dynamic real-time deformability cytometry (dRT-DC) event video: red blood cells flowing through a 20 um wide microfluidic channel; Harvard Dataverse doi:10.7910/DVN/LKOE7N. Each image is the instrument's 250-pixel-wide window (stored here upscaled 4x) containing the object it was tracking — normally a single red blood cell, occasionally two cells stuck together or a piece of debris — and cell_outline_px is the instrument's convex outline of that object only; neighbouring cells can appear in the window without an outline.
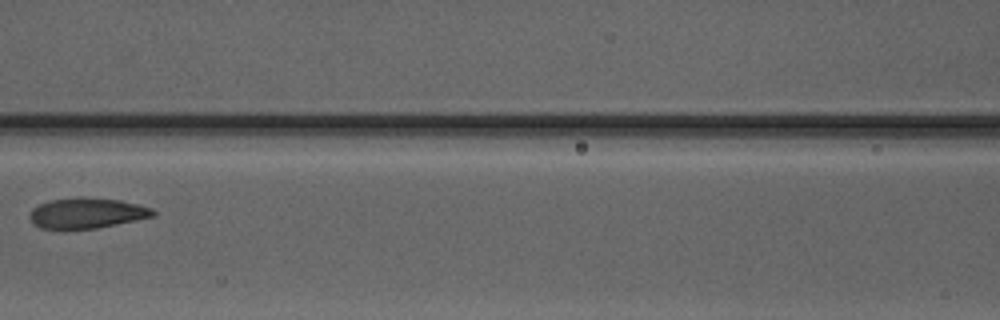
{"species": "Egyptian fruit bat (a non-hibernating species)", "species_latin": "Rousettus aegyptiacus", "temperature_condition": "warm", "stored_images_in_passage": 4, "camera_frame_rate_fps": 3000, "um_per_image_px": 0.085, "animal": {"sex": "male"}, "frame": {"image": 1, "passage_image": 4, "time_ms": 3.333, "image_size_px": [1000, 320], "cell_outline_px": [[156, 216], [96, 228], [40, 228], [32, 224], [28, 216], [28, 212], [32, 208], [48, 200], [80, 196], [120, 200], [152, 208], [156, 212]], "centroid_in_image_um": [7.34, 18.09], "position_along_channel_um": 159.3, "area_um2": 22.02}}